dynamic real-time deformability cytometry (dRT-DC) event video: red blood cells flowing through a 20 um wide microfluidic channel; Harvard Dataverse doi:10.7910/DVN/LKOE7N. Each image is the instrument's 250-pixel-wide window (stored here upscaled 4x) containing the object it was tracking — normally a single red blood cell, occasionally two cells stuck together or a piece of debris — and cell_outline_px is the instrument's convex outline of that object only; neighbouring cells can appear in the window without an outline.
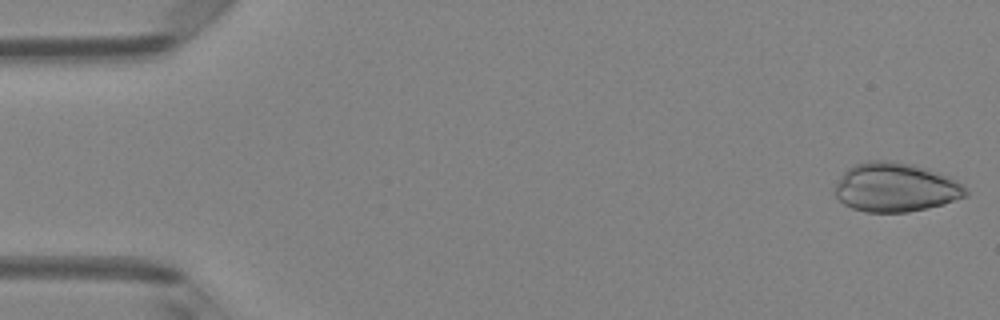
{"species": "Egyptian fruit bat (a non-hibernating species)", "species_latin": "Rousettus aegyptiacus", "temperature_condition": "room temperature", "stored_images_in_passage": 4, "camera_frame_rate_fps": 3000, "um_per_image_px": 0.085, "animal": {"sex": "female"}, "frame": {"image": 1, "passage_image": 1, "time_ms": 0.0, "image_size_px": [1000, 320], "cell_outline_px": [[968, 196], [944, 204], [908, 212], [864, 212], [852, 208], [844, 204], [836, 196], [832, 188], [844, 172], [852, 164], [868, 160], [896, 160], [928, 168], [948, 176], [964, 184], [968, 188]], "centroid_in_image_um": [76.13, 15.91], "position_along_channel_um": 8.9, "area_um2": 38.03}}